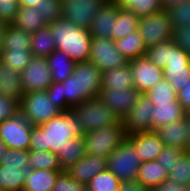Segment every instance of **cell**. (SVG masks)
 <instances>
[{"instance_id": "1", "label": "cell", "mask_w": 190, "mask_h": 191, "mask_svg": "<svg viewBox=\"0 0 190 191\" xmlns=\"http://www.w3.org/2000/svg\"><path fill=\"white\" fill-rule=\"evenodd\" d=\"M83 135L78 120L70 111H64L40 126H32L30 149L57 153L68 144V139Z\"/></svg>"}, {"instance_id": "2", "label": "cell", "mask_w": 190, "mask_h": 191, "mask_svg": "<svg viewBox=\"0 0 190 191\" xmlns=\"http://www.w3.org/2000/svg\"><path fill=\"white\" fill-rule=\"evenodd\" d=\"M57 50L65 52L74 62L89 61L92 35L88 28L78 27L64 18L49 24Z\"/></svg>"}, {"instance_id": "3", "label": "cell", "mask_w": 190, "mask_h": 191, "mask_svg": "<svg viewBox=\"0 0 190 191\" xmlns=\"http://www.w3.org/2000/svg\"><path fill=\"white\" fill-rule=\"evenodd\" d=\"M70 112L78 120L83 133L92 132L102 127L122 125L118 116L99 97L85 100L81 104L71 107Z\"/></svg>"}, {"instance_id": "4", "label": "cell", "mask_w": 190, "mask_h": 191, "mask_svg": "<svg viewBox=\"0 0 190 191\" xmlns=\"http://www.w3.org/2000/svg\"><path fill=\"white\" fill-rule=\"evenodd\" d=\"M19 106L20 113L32 126H40L62 112L49 100L46 90L23 94Z\"/></svg>"}, {"instance_id": "5", "label": "cell", "mask_w": 190, "mask_h": 191, "mask_svg": "<svg viewBox=\"0 0 190 191\" xmlns=\"http://www.w3.org/2000/svg\"><path fill=\"white\" fill-rule=\"evenodd\" d=\"M141 163L137 149L127 138L107 157V169L121 182L137 179Z\"/></svg>"}, {"instance_id": "6", "label": "cell", "mask_w": 190, "mask_h": 191, "mask_svg": "<svg viewBox=\"0 0 190 191\" xmlns=\"http://www.w3.org/2000/svg\"><path fill=\"white\" fill-rule=\"evenodd\" d=\"M123 125L102 127L83 135L85 153L107 158L125 140Z\"/></svg>"}, {"instance_id": "7", "label": "cell", "mask_w": 190, "mask_h": 191, "mask_svg": "<svg viewBox=\"0 0 190 191\" xmlns=\"http://www.w3.org/2000/svg\"><path fill=\"white\" fill-rule=\"evenodd\" d=\"M137 30L147 48L173 38V26L165 9L139 18Z\"/></svg>"}, {"instance_id": "8", "label": "cell", "mask_w": 190, "mask_h": 191, "mask_svg": "<svg viewBox=\"0 0 190 191\" xmlns=\"http://www.w3.org/2000/svg\"><path fill=\"white\" fill-rule=\"evenodd\" d=\"M89 61L101 72L123 67L128 63L126 57L116 47L113 39L92 37Z\"/></svg>"}, {"instance_id": "9", "label": "cell", "mask_w": 190, "mask_h": 191, "mask_svg": "<svg viewBox=\"0 0 190 191\" xmlns=\"http://www.w3.org/2000/svg\"><path fill=\"white\" fill-rule=\"evenodd\" d=\"M32 125L21 113L0 122V139L8 149L29 150Z\"/></svg>"}, {"instance_id": "10", "label": "cell", "mask_w": 190, "mask_h": 191, "mask_svg": "<svg viewBox=\"0 0 190 191\" xmlns=\"http://www.w3.org/2000/svg\"><path fill=\"white\" fill-rule=\"evenodd\" d=\"M163 77L179 93L190 80V55L174 45L169 50L168 65L163 68Z\"/></svg>"}, {"instance_id": "11", "label": "cell", "mask_w": 190, "mask_h": 191, "mask_svg": "<svg viewBox=\"0 0 190 191\" xmlns=\"http://www.w3.org/2000/svg\"><path fill=\"white\" fill-rule=\"evenodd\" d=\"M107 0H62V18L78 27L90 28Z\"/></svg>"}, {"instance_id": "12", "label": "cell", "mask_w": 190, "mask_h": 191, "mask_svg": "<svg viewBox=\"0 0 190 191\" xmlns=\"http://www.w3.org/2000/svg\"><path fill=\"white\" fill-rule=\"evenodd\" d=\"M21 87L24 94L31 91L47 90L53 83L51 70L45 57H32L21 71Z\"/></svg>"}, {"instance_id": "13", "label": "cell", "mask_w": 190, "mask_h": 191, "mask_svg": "<svg viewBox=\"0 0 190 191\" xmlns=\"http://www.w3.org/2000/svg\"><path fill=\"white\" fill-rule=\"evenodd\" d=\"M128 63L133 76L134 88L141 94H145L164 78L163 69L156 66L145 55L129 60Z\"/></svg>"}, {"instance_id": "14", "label": "cell", "mask_w": 190, "mask_h": 191, "mask_svg": "<svg viewBox=\"0 0 190 191\" xmlns=\"http://www.w3.org/2000/svg\"><path fill=\"white\" fill-rule=\"evenodd\" d=\"M153 109V103L144 94H141L129 113L121 120L124 133L131 135L151 131V113Z\"/></svg>"}, {"instance_id": "15", "label": "cell", "mask_w": 190, "mask_h": 191, "mask_svg": "<svg viewBox=\"0 0 190 191\" xmlns=\"http://www.w3.org/2000/svg\"><path fill=\"white\" fill-rule=\"evenodd\" d=\"M73 76L77 78L78 95L84 101L98 97L102 72L92 62H77Z\"/></svg>"}, {"instance_id": "16", "label": "cell", "mask_w": 190, "mask_h": 191, "mask_svg": "<svg viewBox=\"0 0 190 191\" xmlns=\"http://www.w3.org/2000/svg\"><path fill=\"white\" fill-rule=\"evenodd\" d=\"M49 100L62 112L81 104L84 100L78 95L77 78L70 75L64 82H53L46 90Z\"/></svg>"}, {"instance_id": "17", "label": "cell", "mask_w": 190, "mask_h": 191, "mask_svg": "<svg viewBox=\"0 0 190 191\" xmlns=\"http://www.w3.org/2000/svg\"><path fill=\"white\" fill-rule=\"evenodd\" d=\"M140 95L141 93L135 88L124 90L103 89L100 90L98 97L122 120L137 102Z\"/></svg>"}, {"instance_id": "18", "label": "cell", "mask_w": 190, "mask_h": 191, "mask_svg": "<svg viewBox=\"0 0 190 191\" xmlns=\"http://www.w3.org/2000/svg\"><path fill=\"white\" fill-rule=\"evenodd\" d=\"M120 5L116 0H107L89 28L92 37L113 39L114 24L118 17Z\"/></svg>"}, {"instance_id": "19", "label": "cell", "mask_w": 190, "mask_h": 191, "mask_svg": "<svg viewBox=\"0 0 190 191\" xmlns=\"http://www.w3.org/2000/svg\"><path fill=\"white\" fill-rule=\"evenodd\" d=\"M126 138L137 149L142 162L156 160L165 147L156 131L133 133Z\"/></svg>"}, {"instance_id": "20", "label": "cell", "mask_w": 190, "mask_h": 191, "mask_svg": "<svg viewBox=\"0 0 190 191\" xmlns=\"http://www.w3.org/2000/svg\"><path fill=\"white\" fill-rule=\"evenodd\" d=\"M105 169H107V158L85 154L83 158L66 171L71 177L86 186L95 175Z\"/></svg>"}, {"instance_id": "21", "label": "cell", "mask_w": 190, "mask_h": 191, "mask_svg": "<svg viewBox=\"0 0 190 191\" xmlns=\"http://www.w3.org/2000/svg\"><path fill=\"white\" fill-rule=\"evenodd\" d=\"M155 131L165 146L188 151L189 134L185 118L174 121L171 124L163 125Z\"/></svg>"}, {"instance_id": "22", "label": "cell", "mask_w": 190, "mask_h": 191, "mask_svg": "<svg viewBox=\"0 0 190 191\" xmlns=\"http://www.w3.org/2000/svg\"><path fill=\"white\" fill-rule=\"evenodd\" d=\"M186 112L178 99L172 103H156L151 113V131L185 118Z\"/></svg>"}, {"instance_id": "23", "label": "cell", "mask_w": 190, "mask_h": 191, "mask_svg": "<svg viewBox=\"0 0 190 191\" xmlns=\"http://www.w3.org/2000/svg\"><path fill=\"white\" fill-rule=\"evenodd\" d=\"M62 170H29L22 191H52L56 178Z\"/></svg>"}, {"instance_id": "24", "label": "cell", "mask_w": 190, "mask_h": 191, "mask_svg": "<svg viewBox=\"0 0 190 191\" xmlns=\"http://www.w3.org/2000/svg\"><path fill=\"white\" fill-rule=\"evenodd\" d=\"M46 59L51 70L53 82H64L73 74L76 62L65 52L55 49Z\"/></svg>"}, {"instance_id": "25", "label": "cell", "mask_w": 190, "mask_h": 191, "mask_svg": "<svg viewBox=\"0 0 190 191\" xmlns=\"http://www.w3.org/2000/svg\"><path fill=\"white\" fill-rule=\"evenodd\" d=\"M21 81V72L11 70L0 61V95H6L20 103L24 94Z\"/></svg>"}, {"instance_id": "26", "label": "cell", "mask_w": 190, "mask_h": 191, "mask_svg": "<svg viewBox=\"0 0 190 191\" xmlns=\"http://www.w3.org/2000/svg\"><path fill=\"white\" fill-rule=\"evenodd\" d=\"M134 88L133 76L129 63L123 67L114 68L102 72L100 90L103 89H129Z\"/></svg>"}, {"instance_id": "27", "label": "cell", "mask_w": 190, "mask_h": 191, "mask_svg": "<svg viewBox=\"0 0 190 191\" xmlns=\"http://www.w3.org/2000/svg\"><path fill=\"white\" fill-rule=\"evenodd\" d=\"M168 178V171L157 161L141 163L137 180L149 191Z\"/></svg>"}, {"instance_id": "28", "label": "cell", "mask_w": 190, "mask_h": 191, "mask_svg": "<svg viewBox=\"0 0 190 191\" xmlns=\"http://www.w3.org/2000/svg\"><path fill=\"white\" fill-rule=\"evenodd\" d=\"M12 24L30 34H34L41 28L48 26L36 7H19L15 21Z\"/></svg>"}, {"instance_id": "29", "label": "cell", "mask_w": 190, "mask_h": 191, "mask_svg": "<svg viewBox=\"0 0 190 191\" xmlns=\"http://www.w3.org/2000/svg\"><path fill=\"white\" fill-rule=\"evenodd\" d=\"M62 171L68 170L73 164L77 163L85 153V142L83 137L68 139V144L59 149L56 153Z\"/></svg>"}, {"instance_id": "30", "label": "cell", "mask_w": 190, "mask_h": 191, "mask_svg": "<svg viewBox=\"0 0 190 191\" xmlns=\"http://www.w3.org/2000/svg\"><path fill=\"white\" fill-rule=\"evenodd\" d=\"M26 171L22 168L0 163V188L2 191H22Z\"/></svg>"}, {"instance_id": "31", "label": "cell", "mask_w": 190, "mask_h": 191, "mask_svg": "<svg viewBox=\"0 0 190 191\" xmlns=\"http://www.w3.org/2000/svg\"><path fill=\"white\" fill-rule=\"evenodd\" d=\"M114 41L116 47L128 61L146 54L147 47L138 30L128 34L126 37Z\"/></svg>"}, {"instance_id": "32", "label": "cell", "mask_w": 190, "mask_h": 191, "mask_svg": "<svg viewBox=\"0 0 190 191\" xmlns=\"http://www.w3.org/2000/svg\"><path fill=\"white\" fill-rule=\"evenodd\" d=\"M55 49V38L50 31L49 25L41 28L40 30L32 34L30 50L34 57L46 58Z\"/></svg>"}, {"instance_id": "33", "label": "cell", "mask_w": 190, "mask_h": 191, "mask_svg": "<svg viewBox=\"0 0 190 191\" xmlns=\"http://www.w3.org/2000/svg\"><path fill=\"white\" fill-rule=\"evenodd\" d=\"M31 41L32 34L15 27L13 24H7L2 50L31 51Z\"/></svg>"}, {"instance_id": "34", "label": "cell", "mask_w": 190, "mask_h": 191, "mask_svg": "<svg viewBox=\"0 0 190 191\" xmlns=\"http://www.w3.org/2000/svg\"><path fill=\"white\" fill-rule=\"evenodd\" d=\"M28 161L31 170H62L57 154L51 151L29 149Z\"/></svg>"}, {"instance_id": "35", "label": "cell", "mask_w": 190, "mask_h": 191, "mask_svg": "<svg viewBox=\"0 0 190 191\" xmlns=\"http://www.w3.org/2000/svg\"><path fill=\"white\" fill-rule=\"evenodd\" d=\"M139 17L132 11L120 8L114 24L113 40H119L137 30Z\"/></svg>"}, {"instance_id": "36", "label": "cell", "mask_w": 190, "mask_h": 191, "mask_svg": "<svg viewBox=\"0 0 190 191\" xmlns=\"http://www.w3.org/2000/svg\"><path fill=\"white\" fill-rule=\"evenodd\" d=\"M152 103H172L178 98V93L164 78L144 94Z\"/></svg>"}, {"instance_id": "37", "label": "cell", "mask_w": 190, "mask_h": 191, "mask_svg": "<svg viewBox=\"0 0 190 191\" xmlns=\"http://www.w3.org/2000/svg\"><path fill=\"white\" fill-rule=\"evenodd\" d=\"M120 8L134 12L139 18L163 9L161 0H116Z\"/></svg>"}, {"instance_id": "38", "label": "cell", "mask_w": 190, "mask_h": 191, "mask_svg": "<svg viewBox=\"0 0 190 191\" xmlns=\"http://www.w3.org/2000/svg\"><path fill=\"white\" fill-rule=\"evenodd\" d=\"M33 55L31 51L23 50H1L0 61L11 68V70L21 72L28 65Z\"/></svg>"}, {"instance_id": "39", "label": "cell", "mask_w": 190, "mask_h": 191, "mask_svg": "<svg viewBox=\"0 0 190 191\" xmlns=\"http://www.w3.org/2000/svg\"><path fill=\"white\" fill-rule=\"evenodd\" d=\"M121 181L108 169L95 175L86 185L91 191H119Z\"/></svg>"}, {"instance_id": "40", "label": "cell", "mask_w": 190, "mask_h": 191, "mask_svg": "<svg viewBox=\"0 0 190 191\" xmlns=\"http://www.w3.org/2000/svg\"><path fill=\"white\" fill-rule=\"evenodd\" d=\"M175 41L172 39L153 45L146 50L145 56L156 66L162 69L168 65L169 50L173 48Z\"/></svg>"}, {"instance_id": "41", "label": "cell", "mask_w": 190, "mask_h": 191, "mask_svg": "<svg viewBox=\"0 0 190 191\" xmlns=\"http://www.w3.org/2000/svg\"><path fill=\"white\" fill-rule=\"evenodd\" d=\"M168 178L186 186L190 183V151H185L178 160L172 170L168 172Z\"/></svg>"}, {"instance_id": "42", "label": "cell", "mask_w": 190, "mask_h": 191, "mask_svg": "<svg viewBox=\"0 0 190 191\" xmlns=\"http://www.w3.org/2000/svg\"><path fill=\"white\" fill-rule=\"evenodd\" d=\"M168 17L172 22L173 28L179 26L189 27L190 25V0L181 2L178 5H174L166 9Z\"/></svg>"}, {"instance_id": "43", "label": "cell", "mask_w": 190, "mask_h": 191, "mask_svg": "<svg viewBox=\"0 0 190 191\" xmlns=\"http://www.w3.org/2000/svg\"><path fill=\"white\" fill-rule=\"evenodd\" d=\"M34 7L40 12L48 25L62 18V0H40Z\"/></svg>"}, {"instance_id": "44", "label": "cell", "mask_w": 190, "mask_h": 191, "mask_svg": "<svg viewBox=\"0 0 190 191\" xmlns=\"http://www.w3.org/2000/svg\"><path fill=\"white\" fill-rule=\"evenodd\" d=\"M0 163L17 166L28 172L30 170L28 161V150L7 149Z\"/></svg>"}, {"instance_id": "45", "label": "cell", "mask_w": 190, "mask_h": 191, "mask_svg": "<svg viewBox=\"0 0 190 191\" xmlns=\"http://www.w3.org/2000/svg\"><path fill=\"white\" fill-rule=\"evenodd\" d=\"M86 186L71 177L67 171L58 174L52 191H84Z\"/></svg>"}, {"instance_id": "46", "label": "cell", "mask_w": 190, "mask_h": 191, "mask_svg": "<svg viewBox=\"0 0 190 191\" xmlns=\"http://www.w3.org/2000/svg\"><path fill=\"white\" fill-rule=\"evenodd\" d=\"M184 152L183 149L165 146L156 160L169 172L175 165L176 160H178Z\"/></svg>"}, {"instance_id": "47", "label": "cell", "mask_w": 190, "mask_h": 191, "mask_svg": "<svg viewBox=\"0 0 190 191\" xmlns=\"http://www.w3.org/2000/svg\"><path fill=\"white\" fill-rule=\"evenodd\" d=\"M19 102L6 95H0V122L15 117L20 113Z\"/></svg>"}, {"instance_id": "48", "label": "cell", "mask_w": 190, "mask_h": 191, "mask_svg": "<svg viewBox=\"0 0 190 191\" xmlns=\"http://www.w3.org/2000/svg\"><path fill=\"white\" fill-rule=\"evenodd\" d=\"M19 7L17 1H0V21L12 24L15 21Z\"/></svg>"}, {"instance_id": "49", "label": "cell", "mask_w": 190, "mask_h": 191, "mask_svg": "<svg viewBox=\"0 0 190 191\" xmlns=\"http://www.w3.org/2000/svg\"><path fill=\"white\" fill-rule=\"evenodd\" d=\"M173 29V40L175 41V45L190 55V25L189 27L179 26Z\"/></svg>"}, {"instance_id": "50", "label": "cell", "mask_w": 190, "mask_h": 191, "mask_svg": "<svg viewBox=\"0 0 190 191\" xmlns=\"http://www.w3.org/2000/svg\"><path fill=\"white\" fill-rule=\"evenodd\" d=\"M150 191H185V186L171 178H167L159 185L154 186Z\"/></svg>"}, {"instance_id": "51", "label": "cell", "mask_w": 190, "mask_h": 191, "mask_svg": "<svg viewBox=\"0 0 190 191\" xmlns=\"http://www.w3.org/2000/svg\"><path fill=\"white\" fill-rule=\"evenodd\" d=\"M178 102L188 112L190 109V80L178 93Z\"/></svg>"}, {"instance_id": "52", "label": "cell", "mask_w": 190, "mask_h": 191, "mask_svg": "<svg viewBox=\"0 0 190 191\" xmlns=\"http://www.w3.org/2000/svg\"><path fill=\"white\" fill-rule=\"evenodd\" d=\"M119 191H149L137 179L122 181Z\"/></svg>"}, {"instance_id": "53", "label": "cell", "mask_w": 190, "mask_h": 191, "mask_svg": "<svg viewBox=\"0 0 190 191\" xmlns=\"http://www.w3.org/2000/svg\"><path fill=\"white\" fill-rule=\"evenodd\" d=\"M184 1H186V0H161L163 9H165V10L170 7H173L174 5H178Z\"/></svg>"}, {"instance_id": "54", "label": "cell", "mask_w": 190, "mask_h": 191, "mask_svg": "<svg viewBox=\"0 0 190 191\" xmlns=\"http://www.w3.org/2000/svg\"><path fill=\"white\" fill-rule=\"evenodd\" d=\"M17 2L20 7H34L40 2V0H17Z\"/></svg>"}, {"instance_id": "55", "label": "cell", "mask_w": 190, "mask_h": 191, "mask_svg": "<svg viewBox=\"0 0 190 191\" xmlns=\"http://www.w3.org/2000/svg\"><path fill=\"white\" fill-rule=\"evenodd\" d=\"M7 31V23L0 21V51L3 47V39L5 37V33Z\"/></svg>"}, {"instance_id": "56", "label": "cell", "mask_w": 190, "mask_h": 191, "mask_svg": "<svg viewBox=\"0 0 190 191\" xmlns=\"http://www.w3.org/2000/svg\"><path fill=\"white\" fill-rule=\"evenodd\" d=\"M185 119H186V123H187V127H188V134H189L188 151H190V114L188 112H186Z\"/></svg>"}, {"instance_id": "57", "label": "cell", "mask_w": 190, "mask_h": 191, "mask_svg": "<svg viewBox=\"0 0 190 191\" xmlns=\"http://www.w3.org/2000/svg\"><path fill=\"white\" fill-rule=\"evenodd\" d=\"M6 145L3 143V141L0 139V161L2 160V157L4 153L7 151Z\"/></svg>"}, {"instance_id": "58", "label": "cell", "mask_w": 190, "mask_h": 191, "mask_svg": "<svg viewBox=\"0 0 190 191\" xmlns=\"http://www.w3.org/2000/svg\"><path fill=\"white\" fill-rule=\"evenodd\" d=\"M185 191H190V183L185 186Z\"/></svg>"}, {"instance_id": "59", "label": "cell", "mask_w": 190, "mask_h": 191, "mask_svg": "<svg viewBox=\"0 0 190 191\" xmlns=\"http://www.w3.org/2000/svg\"><path fill=\"white\" fill-rule=\"evenodd\" d=\"M0 1H17V0H0Z\"/></svg>"}, {"instance_id": "60", "label": "cell", "mask_w": 190, "mask_h": 191, "mask_svg": "<svg viewBox=\"0 0 190 191\" xmlns=\"http://www.w3.org/2000/svg\"><path fill=\"white\" fill-rule=\"evenodd\" d=\"M84 191H91L90 189H88L87 187L84 189Z\"/></svg>"}]
</instances>
